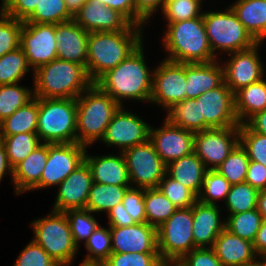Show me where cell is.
I'll return each instance as SVG.
<instances>
[{"label":"cell","mask_w":266,"mask_h":266,"mask_svg":"<svg viewBox=\"0 0 266 266\" xmlns=\"http://www.w3.org/2000/svg\"><path fill=\"white\" fill-rule=\"evenodd\" d=\"M32 240L59 265L70 266L77 254L70 225L64 212L51 211L47 217L32 222Z\"/></svg>","instance_id":"7"},{"label":"cell","mask_w":266,"mask_h":266,"mask_svg":"<svg viewBox=\"0 0 266 266\" xmlns=\"http://www.w3.org/2000/svg\"><path fill=\"white\" fill-rule=\"evenodd\" d=\"M112 253L159 254L157 229L148 223L110 227Z\"/></svg>","instance_id":"20"},{"label":"cell","mask_w":266,"mask_h":266,"mask_svg":"<svg viewBox=\"0 0 266 266\" xmlns=\"http://www.w3.org/2000/svg\"><path fill=\"white\" fill-rule=\"evenodd\" d=\"M158 188L179 209L192 207L198 196L180 182L167 174L160 181Z\"/></svg>","instance_id":"45"},{"label":"cell","mask_w":266,"mask_h":266,"mask_svg":"<svg viewBox=\"0 0 266 266\" xmlns=\"http://www.w3.org/2000/svg\"><path fill=\"white\" fill-rule=\"evenodd\" d=\"M20 48L24 51L28 65L33 69L32 72L56 59L55 24L23 21Z\"/></svg>","instance_id":"12"},{"label":"cell","mask_w":266,"mask_h":266,"mask_svg":"<svg viewBox=\"0 0 266 266\" xmlns=\"http://www.w3.org/2000/svg\"><path fill=\"white\" fill-rule=\"evenodd\" d=\"M34 97L76 99L93 82L77 63L54 59L33 73Z\"/></svg>","instance_id":"4"},{"label":"cell","mask_w":266,"mask_h":266,"mask_svg":"<svg viewBox=\"0 0 266 266\" xmlns=\"http://www.w3.org/2000/svg\"><path fill=\"white\" fill-rule=\"evenodd\" d=\"M125 210L136 223H145L144 188L130 186L122 199Z\"/></svg>","instance_id":"51"},{"label":"cell","mask_w":266,"mask_h":266,"mask_svg":"<svg viewBox=\"0 0 266 266\" xmlns=\"http://www.w3.org/2000/svg\"><path fill=\"white\" fill-rule=\"evenodd\" d=\"M150 125L133 112L125 111L123 105L115 112L101 141L107 146L115 145L120 152L144 143L149 139Z\"/></svg>","instance_id":"15"},{"label":"cell","mask_w":266,"mask_h":266,"mask_svg":"<svg viewBox=\"0 0 266 266\" xmlns=\"http://www.w3.org/2000/svg\"><path fill=\"white\" fill-rule=\"evenodd\" d=\"M89 32L74 20L55 24L57 58L77 63L86 69Z\"/></svg>","instance_id":"22"},{"label":"cell","mask_w":266,"mask_h":266,"mask_svg":"<svg viewBox=\"0 0 266 266\" xmlns=\"http://www.w3.org/2000/svg\"><path fill=\"white\" fill-rule=\"evenodd\" d=\"M108 227H124L136 224L133 218L125 210L124 205L119 203L107 212Z\"/></svg>","instance_id":"56"},{"label":"cell","mask_w":266,"mask_h":266,"mask_svg":"<svg viewBox=\"0 0 266 266\" xmlns=\"http://www.w3.org/2000/svg\"><path fill=\"white\" fill-rule=\"evenodd\" d=\"M142 28L131 24L123 31L89 32L86 71L93 83L142 44Z\"/></svg>","instance_id":"2"},{"label":"cell","mask_w":266,"mask_h":266,"mask_svg":"<svg viewBox=\"0 0 266 266\" xmlns=\"http://www.w3.org/2000/svg\"><path fill=\"white\" fill-rule=\"evenodd\" d=\"M76 99L38 98L37 135L41 143H75Z\"/></svg>","instance_id":"6"},{"label":"cell","mask_w":266,"mask_h":266,"mask_svg":"<svg viewBox=\"0 0 266 266\" xmlns=\"http://www.w3.org/2000/svg\"><path fill=\"white\" fill-rule=\"evenodd\" d=\"M86 146L75 143H48V159L40 182L32 189L58 186L84 161Z\"/></svg>","instance_id":"14"},{"label":"cell","mask_w":266,"mask_h":266,"mask_svg":"<svg viewBox=\"0 0 266 266\" xmlns=\"http://www.w3.org/2000/svg\"><path fill=\"white\" fill-rule=\"evenodd\" d=\"M79 266H104L103 263H95V262H82Z\"/></svg>","instance_id":"64"},{"label":"cell","mask_w":266,"mask_h":266,"mask_svg":"<svg viewBox=\"0 0 266 266\" xmlns=\"http://www.w3.org/2000/svg\"><path fill=\"white\" fill-rule=\"evenodd\" d=\"M245 182L261 191L266 189V167L256 161H250Z\"/></svg>","instance_id":"55"},{"label":"cell","mask_w":266,"mask_h":266,"mask_svg":"<svg viewBox=\"0 0 266 266\" xmlns=\"http://www.w3.org/2000/svg\"><path fill=\"white\" fill-rule=\"evenodd\" d=\"M135 7V25L143 27L156 10L163 9L165 0H133Z\"/></svg>","instance_id":"54"},{"label":"cell","mask_w":266,"mask_h":266,"mask_svg":"<svg viewBox=\"0 0 266 266\" xmlns=\"http://www.w3.org/2000/svg\"><path fill=\"white\" fill-rule=\"evenodd\" d=\"M11 176V179H13V168L11 167L7 154H6V148L4 144L0 140V182L2 181V178L4 175H7L8 173Z\"/></svg>","instance_id":"60"},{"label":"cell","mask_w":266,"mask_h":266,"mask_svg":"<svg viewBox=\"0 0 266 266\" xmlns=\"http://www.w3.org/2000/svg\"><path fill=\"white\" fill-rule=\"evenodd\" d=\"M217 60L208 63H186V99H194L224 82V67Z\"/></svg>","instance_id":"25"},{"label":"cell","mask_w":266,"mask_h":266,"mask_svg":"<svg viewBox=\"0 0 266 266\" xmlns=\"http://www.w3.org/2000/svg\"><path fill=\"white\" fill-rule=\"evenodd\" d=\"M13 266H61L33 240L25 246Z\"/></svg>","instance_id":"50"},{"label":"cell","mask_w":266,"mask_h":266,"mask_svg":"<svg viewBox=\"0 0 266 266\" xmlns=\"http://www.w3.org/2000/svg\"><path fill=\"white\" fill-rule=\"evenodd\" d=\"M238 20L261 43L266 38V0H237L231 6Z\"/></svg>","instance_id":"29"},{"label":"cell","mask_w":266,"mask_h":266,"mask_svg":"<svg viewBox=\"0 0 266 266\" xmlns=\"http://www.w3.org/2000/svg\"><path fill=\"white\" fill-rule=\"evenodd\" d=\"M260 45L258 43L250 49L230 53L228 62L225 61L224 82L233 93L265 77V68L258 56Z\"/></svg>","instance_id":"18"},{"label":"cell","mask_w":266,"mask_h":266,"mask_svg":"<svg viewBox=\"0 0 266 266\" xmlns=\"http://www.w3.org/2000/svg\"><path fill=\"white\" fill-rule=\"evenodd\" d=\"M160 266H181L179 262H162Z\"/></svg>","instance_id":"65"},{"label":"cell","mask_w":266,"mask_h":266,"mask_svg":"<svg viewBox=\"0 0 266 266\" xmlns=\"http://www.w3.org/2000/svg\"><path fill=\"white\" fill-rule=\"evenodd\" d=\"M266 109V79L240 88L234 93V110L239 124Z\"/></svg>","instance_id":"30"},{"label":"cell","mask_w":266,"mask_h":266,"mask_svg":"<svg viewBox=\"0 0 266 266\" xmlns=\"http://www.w3.org/2000/svg\"><path fill=\"white\" fill-rule=\"evenodd\" d=\"M38 98L34 97L25 106L17 109L10 117L0 122V136L19 133H36Z\"/></svg>","instance_id":"31"},{"label":"cell","mask_w":266,"mask_h":266,"mask_svg":"<svg viewBox=\"0 0 266 266\" xmlns=\"http://www.w3.org/2000/svg\"><path fill=\"white\" fill-rule=\"evenodd\" d=\"M92 183L91 169L84 160L57 186L58 193L52 210L86 209Z\"/></svg>","instance_id":"19"},{"label":"cell","mask_w":266,"mask_h":266,"mask_svg":"<svg viewBox=\"0 0 266 266\" xmlns=\"http://www.w3.org/2000/svg\"><path fill=\"white\" fill-rule=\"evenodd\" d=\"M159 254L112 253L103 263L104 266H160Z\"/></svg>","instance_id":"49"},{"label":"cell","mask_w":266,"mask_h":266,"mask_svg":"<svg viewBox=\"0 0 266 266\" xmlns=\"http://www.w3.org/2000/svg\"><path fill=\"white\" fill-rule=\"evenodd\" d=\"M192 207L177 209L157 228L158 252L163 262H178L195 249Z\"/></svg>","instance_id":"9"},{"label":"cell","mask_w":266,"mask_h":266,"mask_svg":"<svg viewBox=\"0 0 266 266\" xmlns=\"http://www.w3.org/2000/svg\"><path fill=\"white\" fill-rule=\"evenodd\" d=\"M199 110L204 130L240 125L234 110V93L225 82L199 96Z\"/></svg>","instance_id":"16"},{"label":"cell","mask_w":266,"mask_h":266,"mask_svg":"<svg viewBox=\"0 0 266 266\" xmlns=\"http://www.w3.org/2000/svg\"><path fill=\"white\" fill-rule=\"evenodd\" d=\"M167 111L165 119L171 124L194 133L204 130V118H200L199 97L178 102Z\"/></svg>","instance_id":"32"},{"label":"cell","mask_w":266,"mask_h":266,"mask_svg":"<svg viewBox=\"0 0 266 266\" xmlns=\"http://www.w3.org/2000/svg\"><path fill=\"white\" fill-rule=\"evenodd\" d=\"M257 210L266 219V189L259 191L257 200Z\"/></svg>","instance_id":"61"},{"label":"cell","mask_w":266,"mask_h":266,"mask_svg":"<svg viewBox=\"0 0 266 266\" xmlns=\"http://www.w3.org/2000/svg\"><path fill=\"white\" fill-rule=\"evenodd\" d=\"M263 217L257 208L238 214H229L225 228L240 238L253 242L260 229Z\"/></svg>","instance_id":"37"},{"label":"cell","mask_w":266,"mask_h":266,"mask_svg":"<svg viewBox=\"0 0 266 266\" xmlns=\"http://www.w3.org/2000/svg\"><path fill=\"white\" fill-rule=\"evenodd\" d=\"M259 190L243 182L231 185L225 207L229 214H238L257 208Z\"/></svg>","instance_id":"41"},{"label":"cell","mask_w":266,"mask_h":266,"mask_svg":"<svg viewBox=\"0 0 266 266\" xmlns=\"http://www.w3.org/2000/svg\"><path fill=\"white\" fill-rule=\"evenodd\" d=\"M253 246L259 257H266V219L262 220L260 229L253 241Z\"/></svg>","instance_id":"59"},{"label":"cell","mask_w":266,"mask_h":266,"mask_svg":"<svg viewBox=\"0 0 266 266\" xmlns=\"http://www.w3.org/2000/svg\"><path fill=\"white\" fill-rule=\"evenodd\" d=\"M200 9L198 0H165L162 15L167 22H180L200 17Z\"/></svg>","instance_id":"46"},{"label":"cell","mask_w":266,"mask_h":266,"mask_svg":"<svg viewBox=\"0 0 266 266\" xmlns=\"http://www.w3.org/2000/svg\"><path fill=\"white\" fill-rule=\"evenodd\" d=\"M212 249L224 266L243 265L259 258L253 242L240 238L226 228L218 235Z\"/></svg>","instance_id":"26"},{"label":"cell","mask_w":266,"mask_h":266,"mask_svg":"<svg viewBox=\"0 0 266 266\" xmlns=\"http://www.w3.org/2000/svg\"><path fill=\"white\" fill-rule=\"evenodd\" d=\"M88 252L84 262L104 263L112 254V239L110 227L98 226L93 234L85 242Z\"/></svg>","instance_id":"44"},{"label":"cell","mask_w":266,"mask_h":266,"mask_svg":"<svg viewBox=\"0 0 266 266\" xmlns=\"http://www.w3.org/2000/svg\"><path fill=\"white\" fill-rule=\"evenodd\" d=\"M142 45L95 82L120 106L124 99L150 102L153 71L146 65Z\"/></svg>","instance_id":"1"},{"label":"cell","mask_w":266,"mask_h":266,"mask_svg":"<svg viewBox=\"0 0 266 266\" xmlns=\"http://www.w3.org/2000/svg\"><path fill=\"white\" fill-rule=\"evenodd\" d=\"M68 10L74 15L87 0H64Z\"/></svg>","instance_id":"62"},{"label":"cell","mask_w":266,"mask_h":266,"mask_svg":"<svg viewBox=\"0 0 266 266\" xmlns=\"http://www.w3.org/2000/svg\"><path fill=\"white\" fill-rule=\"evenodd\" d=\"M203 22L211 50L216 57L219 55H216V50L230 54L258 44L230 6L223 12H203Z\"/></svg>","instance_id":"8"},{"label":"cell","mask_w":266,"mask_h":266,"mask_svg":"<svg viewBox=\"0 0 266 266\" xmlns=\"http://www.w3.org/2000/svg\"><path fill=\"white\" fill-rule=\"evenodd\" d=\"M186 63L164 59L153 71L150 102L170 109L186 99Z\"/></svg>","instance_id":"11"},{"label":"cell","mask_w":266,"mask_h":266,"mask_svg":"<svg viewBox=\"0 0 266 266\" xmlns=\"http://www.w3.org/2000/svg\"><path fill=\"white\" fill-rule=\"evenodd\" d=\"M239 143L245 149L250 161L266 167V136L251 131L245 124L239 125Z\"/></svg>","instance_id":"47"},{"label":"cell","mask_w":266,"mask_h":266,"mask_svg":"<svg viewBox=\"0 0 266 266\" xmlns=\"http://www.w3.org/2000/svg\"><path fill=\"white\" fill-rule=\"evenodd\" d=\"M73 16L64 0H39L36 9L25 22L58 24L73 20Z\"/></svg>","instance_id":"36"},{"label":"cell","mask_w":266,"mask_h":266,"mask_svg":"<svg viewBox=\"0 0 266 266\" xmlns=\"http://www.w3.org/2000/svg\"><path fill=\"white\" fill-rule=\"evenodd\" d=\"M73 20L87 32H117L131 25L121 13L98 0H87L74 14Z\"/></svg>","instance_id":"21"},{"label":"cell","mask_w":266,"mask_h":266,"mask_svg":"<svg viewBox=\"0 0 266 266\" xmlns=\"http://www.w3.org/2000/svg\"><path fill=\"white\" fill-rule=\"evenodd\" d=\"M178 262L181 266H224L212 248H195Z\"/></svg>","instance_id":"52"},{"label":"cell","mask_w":266,"mask_h":266,"mask_svg":"<svg viewBox=\"0 0 266 266\" xmlns=\"http://www.w3.org/2000/svg\"><path fill=\"white\" fill-rule=\"evenodd\" d=\"M238 266H266V257H259V259H256L251 263L238 265Z\"/></svg>","instance_id":"63"},{"label":"cell","mask_w":266,"mask_h":266,"mask_svg":"<svg viewBox=\"0 0 266 266\" xmlns=\"http://www.w3.org/2000/svg\"><path fill=\"white\" fill-rule=\"evenodd\" d=\"M250 160L240 143L231 151L229 156L216 168L231 185L245 182Z\"/></svg>","instance_id":"40"},{"label":"cell","mask_w":266,"mask_h":266,"mask_svg":"<svg viewBox=\"0 0 266 266\" xmlns=\"http://www.w3.org/2000/svg\"><path fill=\"white\" fill-rule=\"evenodd\" d=\"M123 154L126 159L132 187L144 189L158 187L166 174V165L155 151L149 139L144 143L125 150Z\"/></svg>","instance_id":"10"},{"label":"cell","mask_w":266,"mask_h":266,"mask_svg":"<svg viewBox=\"0 0 266 266\" xmlns=\"http://www.w3.org/2000/svg\"><path fill=\"white\" fill-rule=\"evenodd\" d=\"M238 143L239 126L209 128L195 133L194 153L208 170H215Z\"/></svg>","instance_id":"13"},{"label":"cell","mask_w":266,"mask_h":266,"mask_svg":"<svg viewBox=\"0 0 266 266\" xmlns=\"http://www.w3.org/2000/svg\"><path fill=\"white\" fill-rule=\"evenodd\" d=\"M84 160L91 169L94 183L131 186L123 152L119 155L89 156L86 150Z\"/></svg>","instance_id":"24"},{"label":"cell","mask_w":266,"mask_h":266,"mask_svg":"<svg viewBox=\"0 0 266 266\" xmlns=\"http://www.w3.org/2000/svg\"><path fill=\"white\" fill-rule=\"evenodd\" d=\"M47 159L48 143H41L13 168L12 184L16 195L32 190L40 182Z\"/></svg>","instance_id":"27"},{"label":"cell","mask_w":266,"mask_h":266,"mask_svg":"<svg viewBox=\"0 0 266 266\" xmlns=\"http://www.w3.org/2000/svg\"><path fill=\"white\" fill-rule=\"evenodd\" d=\"M144 201L146 223L156 229L178 209L158 187L144 189Z\"/></svg>","instance_id":"34"},{"label":"cell","mask_w":266,"mask_h":266,"mask_svg":"<svg viewBox=\"0 0 266 266\" xmlns=\"http://www.w3.org/2000/svg\"><path fill=\"white\" fill-rule=\"evenodd\" d=\"M68 219L72 238L77 247L80 241L84 243L99 226L96 218L88 209H69L64 212Z\"/></svg>","instance_id":"43"},{"label":"cell","mask_w":266,"mask_h":266,"mask_svg":"<svg viewBox=\"0 0 266 266\" xmlns=\"http://www.w3.org/2000/svg\"><path fill=\"white\" fill-rule=\"evenodd\" d=\"M207 170L204 162L194 152L166 166V174L169 177L192 190L197 196Z\"/></svg>","instance_id":"28"},{"label":"cell","mask_w":266,"mask_h":266,"mask_svg":"<svg viewBox=\"0 0 266 266\" xmlns=\"http://www.w3.org/2000/svg\"><path fill=\"white\" fill-rule=\"evenodd\" d=\"M6 148L9 163L14 168L41 144L37 133H19L16 135L0 136Z\"/></svg>","instance_id":"35"},{"label":"cell","mask_w":266,"mask_h":266,"mask_svg":"<svg viewBox=\"0 0 266 266\" xmlns=\"http://www.w3.org/2000/svg\"><path fill=\"white\" fill-rule=\"evenodd\" d=\"M23 21L5 15L0 10V58L20 47Z\"/></svg>","instance_id":"48"},{"label":"cell","mask_w":266,"mask_h":266,"mask_svg":"<svg viewBox=\"0 0 266 266\" xmlns=\"http://www.w3.org/2000/svg\"><path fill=\"white\" fill-rule=\"evenodd\" d=\"M33 98V91L28 87L20 86L19 83L0 85V122Z\"/></svg>","instance_id":"38"},{"label":"cell","mask_w":266,"mask_h":266,"mask_svg":"<svg viewBox=\"0 0 266 266\" xmlns=\"http://www.w3.org/2000/svg\"><path fill=\"white\" fill-rule=\"evenodd\" d=\"M39 0H2L1 11L10 17L25 21L36 9Z\"/></svg>","instance_id":"53"},{"label":"cell","mask_w":266,"mask_h":266,"mask_svg":"<svg viewBox=\"0 0 266 266\" xmlns=\"http://www.w3.org/2000/svg\"><path fill=\"white\" fill-rule=\"evenodd\" d=\"M26 55L19 47L0 58V85L20 83L30 71Z\"/></svg>","instance_id":"39"},{"label":"cell","mask_w":266,"mask_h":266,"mask_svg":"<svg viewBox=\"0 0 266 266\" xmlns=\"http://www.w3.org/2000/svg\"><path fill=\"white\" fill-rule=\"evenodd\" d=\"M163 122L161 128L155 129L150 126L149 140L167 166L169 163L194 152L195 133L173 125L167 119Z\"/></svg>","instance_id":"17"},{"label":"cell","mask_w":266,"mask_h":266,"mask_svg":"<svg viewBox=\"0 0 266 266\" xmlns=\"http://www.w3.org/2000/svg\"><path fill=\"white\" fill-rule=\"evenodd\" d=\"M129 187L93 182L86 203V209L92 213L103 211L107 213L114 206L122 202Z\"/></svg>","instance_id":"33"},{"label":"cell","mask_w":266,"mask_h":266,"mask_svg":"<svg viewBox=\"0 0 266 266\" xmlns=\"http://www.w3.org/2000/svg\"><path fill=\"white\" fill-rule=\"evenodd\" d=\"M167 23L163 44L169 56L165 59L178 63H208L217 60L206 34L203 13L194 19Z\"/></svg>","instance_id":"3"},{"label":"cell","mask_w":266,"mask_h":266,"mask_svg":"<svg viewBox=\"0 0 266 266\" xmlns=\"http://www.w3.org/2000/svg\"><path fill=\"white\" fill-rule=\"evenodd\" d=\"M231 184L216 169L207 170L203 176L198 201L216 205L218 199L226 201Z\"/></svg>","instance_id":"42"},{"label":"cell","mask_w":266,"mask_h":266,"mask_svg":"<svg viewBox=\"0 0 266 266\" xmlns=\"http://www.w3.org/2000/svg\"><path fill=\"white\" fill-rule=\"evenodd\" d=\"M244 124L251 131L266 136V109L250 117Z\"/></svg>","instance_id":"58"},{"label":"cell","mask_w":266,"mask_h":266,"mask_svg":"<svg viewBox=\"0 0 266 266\" xmlns=\"http://www.w3.org/2000/svg\"><path fill=\"white\" fill-rule=\"evenodd\" d=\"M120 105L97 84L92 83L76 98L77 143L86 147L104 137Z\"/></svg>","instance_id":"5"},{"label":"cell","mask_w":266,"mask_h":266,"mask_svg":"<svg viewBox=\"0 0 266 266\" xmlns=\"http://www.w3.org/2000/svg\"><path fill=\"white\" fill-rule=\"evenodd\" d=\"M101 4L121 13L131 24L135 25V7L133 0H98Z\"/></svg>","instance_id":"57"},{"label":"cell","mask_w":266,"mask_h":266,"mask_svg":"<svg viewBox=\"0 0 266 266\" xmlns=\"http://www.w3.org/2000/svg\"><path fill=\"white\" fill-rule=\"evenodd\" d=\"M192 233L196 248H212L218 235L225 229L220 219L219 206L205 204L198 200L192 206Z\"/></svg>","instance_id":"23"}]
</instances>
